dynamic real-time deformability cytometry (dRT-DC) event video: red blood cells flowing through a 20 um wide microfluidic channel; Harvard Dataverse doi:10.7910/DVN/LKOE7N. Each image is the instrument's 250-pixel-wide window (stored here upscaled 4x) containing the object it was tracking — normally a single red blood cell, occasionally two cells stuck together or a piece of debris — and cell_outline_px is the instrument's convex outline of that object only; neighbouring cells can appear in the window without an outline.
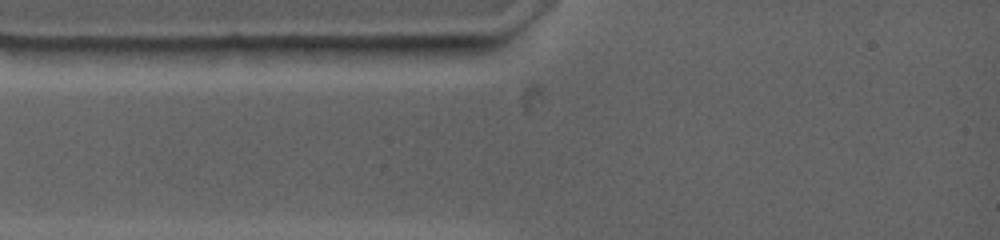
{"species": "common noctule bat (a hibernating species)", "species_latin": "Nyctalus noctula", "temperature_condition": "warm", "stored_images_in_passage": 2, "camera_frame_rate_fps": 4500, "um_per_image_px": 0.085, "animal": {"sex": "female", "body_mass_g": 19.0, "forearm_length_mm": 53.3}, "frame": {"image": 1, "passage_image": 1, "time_ms": 0.0, "image_size_px": [1000, 240], "cell_outline_px": [[460, 44], [400, 64], [348, 56], [328, 48], [384, 44]], "centroid_in_image_um": [33.34, 4.39], "position_along_channel_um": 51.7, "area_um2": 10.69}}